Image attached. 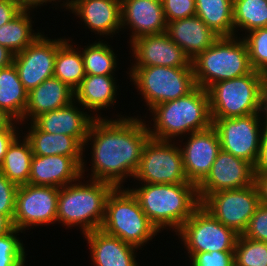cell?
Instances as JSON below:
<instances>
[{"label":"cell","mask_w":267,"mask_h":266,"mask_svg":"<svg viewBox=\"0 0 267 266\" xmlns=\"http://www.w3.org/2000/svg\"><path fill=\"white\" fill-rule=\"evenodd\" d=\"M149 138L150 133L141 114L131 116L129 112V116L122 118L94 119L83 145V153L90 149L91 162L88 163L91 165L87 164V156L83 154L82 176L108 182L114 187H124L128 178L129 181L133 179Z\"/></svg>","instance_id":"6da1fadb"},{"label":"cell","mask_w":267,"mask_h":266,"mask_svg":"<svg viewBox=\"0 0 267 266\" xmlns=\"http://www.w3.org/2000/svg\"><path fill=\"white\" fill-rule=\"evenodd\" d=\"M128 188L160 233H176L201 205L194 183L136 184Z\"/></svg>","instance_id":"7a4b0ae2"},{"label":"cell","mask_w":267,"mask_h":266,"mask_svg":"<svg viewBox=\"0 0 267 266\" xmlns=\"http://www.w3.org/2000/svg\"><path fill=\"white\" fill-rule=\"evenodd\" d=\"M148 113L150 118H143L148 123L150 137L163 141H177L195 131L207 129L213 123L209 94L199 86L188 95L154 106Z\"/></svg>","instance_id":"3957f363"},{"label":"cell","mask_w":267,"mask_h":266,"mask_svg":"<svg viewBox=\"0 0 267 266\" xmlns=\"http://www.w3.org/2000/svg\"><path fill=\"white\" fill-rule=\"evenodd\" d=\"M113 188L114 186L108 182L87 179L83 176L61 187L57 224L65 226L68 230L73 227L80 229L81 235L100 229L105 217L106 199Z\"/></svg>","instance_id":"277c9868"},{"label":"cell","mask_w":267,"mask_h":266,"mask_svg":"<svg viewBox=\"0 0 267 266\" xmlns=\"http://www.w3.org/2000/svg\"><path fill=\"white\" fill-rule=\"evenodd\" d=\"M100 229L140 250H144L143 247L160 233L141 209L136 196L126 186L114 187L107 196L105 217Z\"/></svg>","instance_id":"5b68a950"},{"label":"cell","mask_w":267,"mask_h":266,"mask_svg":"<svg viewBox=\"0 0 267 266\" xmlns=\"http://www.w3.org/2000/svg\"><path fill=\"white\" fill-rule=\"evenodd\" d=\"M207 92L211 118H235L253 113H267L264 74H249L211 85Z\"/></svg>","instance_id":"8992f818"},{"label":"cell","mask_w":267,"mask_h":266,"mask_svg":"<svg viewBox=\"0 0 267 266\" xmlns=\"http://www.w3.org/2000/svg\"><path fill=\"white\" fill-rule=\"evenodd\" d=\"M197 86L207 90L214 83L249 74L248 49L242 37H219L191 60Z\"/></svg>","instance_id":"52a82bcc"},{"label":"cell","mask_w":267,"mask_h":266,"mask_svg":"<svg viewBox=\"0 0 267 266\" xmlns=\"http://www.w3.org/2000/svg\"><path fill=\"white\" fill-rule=\"evenodd\" d=\"M125 72L148 108L142 118L154 106L188 95L197 87L192 68L139 66L128 67Z\"/></svg>","instance_id":"ba28073f"},{"label":"cell","mask_w":267,"mask_h":266,"mask_svg":"<svg viewBox=\"0 0 267 266\" xmlns=\"http://www.w3.org/2000/svg\"><path fill=\"white\" fill-rule=\"evenodd\" d=\"M132 181L130 183L136 184L192 183L186 177L183 155L177 141H163L150 137L143 147L140 163Z\"/></svg>","instance_id":"9c48e42d"},{"label":"cell","mask_w":267,"mask_h":266,"mask_svg":"<svg viewBox=\"0 0 267 266\" xmlns=\"http://www.w3.org/2000/svg\"><path fill=\"white\" fill-rule=\"evenodd\" d=\"M184 248L185 261L195 253L234 251L238 234L215 219L201 205L173 235Z\"/></svg>","instance_id":"30bf717a"},{"label":"cell","mask_w":267,"mask_h":266,"mask_svg":"<svg viewBox=\"0 0 267 266\" xmlns=\"http://www.w3.org/2000/svg\"><path fill=\"white\" fill-rule=\"evenodd\" d=\"M59 189L53 186L21 185L15 197L13 226L28 232L57 223Z\"/></svg>","instance_id":"8fae6325"},{"label":"cell","mask_w":267,"mask_h":266,"mask_svg":"<svg viewBox=\"0 0 267 266\" xmlns=\"http://www.w3.org/2000/svg\"><path fill=\"white\" fill-rule=\"evenodd\" d=\"M221 150L255 164L267 113H253L235 118H211Z\"/></svg>","instance_id":"7c38bea8"},{"label":"cell","mask_w":267,"mask_h":266,"mask_svg":"<svg viewBox=\"0 0 267 266\" xmlns=\"http://www.w3.org/2000/svg\"><path fill=\"white\" fill-rule=\"evenodd\" d=\"M259 205V193L255 183L249 187L211 193L201 202V206L215 219L238 235H242L246 230Z\"/></svg>","instance_id":"4fadbf2b"},{"label":"cell","mask_w":267,"mask_h":266,"mask_svg":"<svg viewBox=\"0 0 267 266\" xmlns=\"http://www.w3.org/2000/svg\"><path fill=\"white\" fill-rule=\"evenodd\" d=\"M66 39L65 36L50 38L44 32L24 50L14 55L13 63L19 79L28 92L53 77L57 50Z\"/></svg>","instance_id":"5bb4252c"},{"label":"cell","mask_w":267,"mask_h":266,"mask_svg":"<svg viewBox=\"0 0 267 266\" xmlns=\"http://www.w3.org/2000/svg\"><path fill=\"white\" fill-rule=\"evenodd\" d=\"M253 165L221 150L207 176L197 185L200 203L211 193L240 189L254 184Z\"/></svg>","instance_id":"9a60e30c"},{"label":"cell","mask_w":267,"mask_h":266,"mask_svg":"<svg viewBox=\"0 0 267 266\" xmlns=\"http://www.w3.org/2000/svg\"><path fill=\"white\" fill-rule=\"evenodd\" d=\"M177 143L182 151L186 177L197 186L207 176L221 151L219 135L212 125L177 140Z\"/></svg>","instance_id":"2e32d148"},{"label":"cell","mask_w":267,"mask_h":266,"mask_svg":"<svg viewBox=\"0 0 267 266\" xmlns=\"http://www.w3.org/2000/svg\"><path fill=\"white\" fill-rule=\"evenodd\" d=\"M129 67L167 66L192 68L191 59L175 44L167 32L144 35L133 40L130 44ZM132 58V60H131ZM133 61V62H131Z\"/></svg>","instance_id":"e0dca14e"},{"label":"cell","mask_w":267,"mask_h":266,"mask_svg":"<svg viewBox=\"0 0 267 266\" xmlns=\"http://www.w3.org/2000/svg\"><path fill=\"white\" fill-rule=\"evenodd\" d=\"M64 11L77 16L79 25L97 34L98 40H113L122 31L120 0H75Z\"/></svg>","instance_id":"ac0fdd59"},{"label":"cell","mask_w":267,"mask_h":266,"mask_svg":"<svg viewBox=\"0 0 267 266\" xmlns=\"http://www.w3.org/2000/svg\"><path fill=\"white\" fill-rule=\"evenodd\" d=\"M117 75H86L74 90V101L79 103L94 119L122 118L127 115L112 113L111 117L102 115L105 109H114L121 90ZM117 81V82H116ZM119 89V90H118ZM118 96V97H117ZM92 112V113H91ZM122 114V115H121Z\"/></svg>","instance_id":"d6986e66"},{"label":"cell","mask_w":267,"mask_h":266,"mask_svg":"<svg viewBox=\"0 0 267 266\" xmlns=\"http://www.w3.org/2000/svg\"><path fill=\"white\" fill-rule=\"evenodd\" d=\"M120 1L121 32L123 33L126 30L130 32L127 33V35H130L129 41L127 40L128 44L144 35L167 32V21L161 0Z\"/></svg>","instance_id":"ffe728a7"},{"label":"cell","mask_w":267,"mask_h":266,"mask_svg":"<svg viewBox=\"0 0 267 266\" xmlns=\"http://www.w3.org/2000/svg\"><path fill=\"white\" fill-rule=\"evenodd\" d=\"M83 156L33 155L28 184L61 188L81 176Z\"/></svg>","instance_id":"44dd1931"},{"label":"cell","mask_w":267,"mask_h":266,"mask_svg":"<svg viewBox=\"0 0 267 266\" xmlns=\"http://www.w3.org/2000/svg\"><path fill=\"white\" fill-rule=\"evenodd\" d=\"M82 237L88 245L91 266H140L141 260L136 259L140 249L118 237L101 229L87 232Z\"/></svg>","instance_id":"7402d4cb"},{"label":"cell","mask_w":267,"mask_h":266,"mask_svg":"<svg viewBox=\"0 0 267 266\" xmlns=\"http://www.w3.org/2000/svg\"><path fill=\"white\" fill-rule=\"evenodd\" d=\"M94 118L79 103L42 113L32 122L42 131L74 137L82 146Z\"/></svg>","instance_id":"603a6c76"},{"label":"cell","mask_w":267,"mask_h":266,"mask_svg":"<svg viewBox=\"0 0 267 266\" xmlns=\"http://www.w3.org/2000/svg\"><path fill=\"white\" fill-rule=\"evenodd\" d=\"M167 33L191 60L220 37L197 15L168 22Z\"/></svg>","instance_id":"cb8c5ba5"},{"label":"cell","mask_w":267,"mask_h":266,"mask_svg":"<svg viewBox=\"0 0 267 266\" xmlns=\"http://www.w3.org/2000/svg\"><path fill=\"white\" fill-rule=\"evenodd\" d=\"M74 101V90L55 77L46 79L28 92L24 117L20 123L32 122L42 113L68 106Z\"/></svg>","instance_id":"d4e9b609"},{"label":"cell","mask_w":267,"mask_h":266,"mask_svg":"<svg viewBox=\"0 0 267 266\" xmlns=\"http://www.w3.org/2000/svg\"><path fill=\"white\" fill-rule=\"evenodd\" d=\"M21 126L24 130L21 133L29 140L33 155L83 156L84 154L83 146L72 136L44 132L33 122L21 123Z\"/></svg>","instance_id":"484cf974"},{"label":"cell","mask_w":267,"mask_h":266,"mask_svg":"<svg viewBox=\"0 0 267 266\" xmlns=\"http://www.w3.org/2000/svg\"><path fill=\"white\" fill-rule=\"evenodd\" d=\"M27 101L28 91L21 83L14 63L0 68V108L20 122L24 117Z\"/></svg>","instance_id":"4316f807"},{"label":"cell","mask_w":267,"mask_h":266,"mask_svg":"<svg viewBox=\"0 0 267 266\" xmlns=\"http://www.w3.org/2000/svg\"><path fill=\"white\" fill-rule=\"evenodd\" d=\"M32 14H34V10H22L10 22L2 25L0 27V45L17 54L43 34L44 31L34 28L35 20L32 18L35 14Z\"/></svg>","instance_id":"83f0119b"},{"label":"cell","mask_w":267,"mask_h":266,"mask_svg":"<svg viewBox=\"0 0 267 266\" xmlns=\"http://www.w3.org/2000/svg\"><path fill=\"white\" fill-rule=\"evenodd\" d=\"M32 147L25 135L20 133L9 145L0 172L17 186L28 184Z\"/></svg>","instance_id":"f1b7e54d"},{"label":"cell","mask_w":267,"mask_h":266,"mask_svg":"<svg viewBox=\"0 0 267 266\" xmlns=\"http://www.w3.org/2000/svg\"><path fill=\"white\" fill-rule=\"evenodd\" d=\"M70 38L68 37L57 50L53 77L58 78L75 90L86 76V73L80 46Z\"/></svg>","instance_id":"f546056e"},{"label":"cell","mask_w":267,"mask_h":266,"mask_svg":"<svg viewBox=\"0 0 267 266\" xmlns=\"http://www.w3.org/2000/svg\"><path fill=\"white\" fill-rule=\"evenodd\" d=\"M196 15L220 37L234 36L233 0H195Z\"/></svg>","instance_id":"4dcf8cb0"},{"label":"cell","mask_w":267,"mask_h":266,"mask_svg":"<svg viewBox=\"0 0 267 266\" xmlns=\"http://www.w3.org/2000/svg\"><path fill=\"white\" fill-rule=\"evenodd\" d=\"M95 37L94 42L80 45L86 75H116L120 69L118 54L106 40L98 41Z\"/></svg>","instance_id":"1f68e13d"},{"label":"cell","mask_w":267,"mask_h":266,"mask_svg":"<svg viewBox=\"0 0 267 266\" xmlns=\"http://www.w3.org/2000/svg\"><path fill=\"white\" fill-rule=\"evenodd\" d=\"M233 25L237 37L267 27V0H233Z\"/></svg>","instance_id":"d6a6232c"},{"label":"cell","mask_w":267,"mask_h":266,"mask_svg":"<svg viewBox=\"0 0 267 266\" xmlns=\"http://www.w3.org/2000/svg\"><path fill=\"white\" fill-rule=\"evenodd\" d=\"M234 266H267V242L238 235L234 248Z\"/></svg>","instance_id":"836d02e7"},{"label":"cell","mask_w":267,"mask_h":266,"mask_svg":"<svg viewBox=\"0 0 267 266\" xmlns=\"http://www.w3.org/2000/svg\"><path fill=\"white\" fill-rule=\"evenodd\" d=\"M24 232L15 227L0 237V266H27V249L22 238Z\"/></svg>","instance_id":"e575fe53"},{"label":"cell","mask_w":267,"mask_h":266,"mask_svg":"<svg viewBox=\"0 0 267 266\" xmlns=\"http://www.w3.org/2000/svg\"><path fill=\"white\" fill-rule=\"evenodd\" d=\"M242 38L248 49L251 68L265 74L267 72V27L250 31Z\"/></svg>","instance_id":"d590c367"},{"label":"cell","mask_w":267,"mask_h":266,"mask_svg":"<svg viewBox=\"0 0 267 266\" xmlns=\"http://www.w3.org/2000/svg\"><path fill=\"white\" fill-rule=\"evenodd\" d=\"M186 266H234V251L195 253Z\"/></svg>","instance_id":"8d00e7d4"},{"label":"cell","mask_w":267,"mask_h":266,"mask_svg":"<svg viewBox=\"0 0 267 266\" xmlns=\"http://www.w3.org/2000/svg\"><path fill=\"white\" fill-rule=\"evenodd\" d=\"M161 1L167 23L196 15L195 0H161Z\"/></svg>","instance_id":"74e56055"},{"label":"cell","mask_w":267,"mask_h":266,"mask_svg":"<svg viewBox=\"0 0 267 266\" xmlns=\"http://www.w3.org/2000/svg\"><path fill=\"white\" fill-rule=\"evenodd\" d=\"M246 238L267 242V206L259 205L242 234Z\"/></svg>","instance_id":"f35d334b"},{"label":"cell","mask_w":267,"mask_h":266,"mask_svg":"<svg viewBox=\"0 0 267 266\" xmlns=\"http://www.w3.org/2000/svg\"><path fill=\"white\" fill-rule=\"evenodd\" d=\"M18 186L0 172V214L6 215L12 222L15 211V197Z\"/></svg>","instance_id":"ab89813d"},{"label":"cell","mask_w":267,"mask_h":266,"mask_svg":"<svg viewBox=\"0 0 267 266\" xmlns=\"http://www.w3.org/2000/svg\"><path fill=\"white\" fill-rule=\"evenodd\" d=\"M19 125V126H18ZM21 123L14 121L8 128L0 130V166L12 141L21 133Z\"/></svg>","instance_id":"60d3db41"},{"label":"cell","mask_w":267,"mask_h":266,"mask_svg":"<svg viewBox=\"0 0 267 266\" xmlns=\"http://www.w3.org/2000/svg\"><path fill=\"white\" fill-rule=\"evenodd\" d=\"M254 174H265L267 173V121L264 124L258 156L255 164L253 165Z\"/></svg>","instance_id":"b9f144b4"},{"label":"cell","mask_w":267,"mask_h":266,"mask_svg":"<svg viewBox=\"0 0 267 266\" xmlns=\"http://www.w3.org/2000/svg\"><path fill=\"white\" fill-rule=\"evenodd\" d=\"M22 10L13 0H0V27L10 22Z\"/></svg>","instance_id":"7bdbcfd3"},{"label":"cell","mask_w":267,"mask_h":266,"mask_svg":"<svg viewBox=\"0 0 267 266\" xmlns=\"http://www.w3.org/2000/svg\"><path fill=\"white\" fill-rule=\"evenodd\" d=\"M13 1L23 10L37 11L38 8L42 9L41 8L42 6L45 5V7H46L49 4H52L51 6H55V10L57 9V7H58V9L60 7L55 0H13Z\"/></svg>","instance_id":"ee69618b"},{"label":"cell","mask_w":267,"mask_h":266,"mask_svg":"<svg viewBox=\"0 0 267 266\" xmlns=\"http://www.w3.org/2000/svg\"><path fill=\"white\" fill-rule=\"evenodd\" d=\"M254 175V183L256 184L258 189L260 204L267 206V173Z\"/></svg>","instance_id":"f6af8a7d"},{"label":"cell","mask_w":267,"mask_h":266,"mask_svg":"<svg viewBox=\"0 0 267 266\" xmlns=\"http://www.w3.org/2000/svg\"><path fill=\"white\" fill-rule=\"evenodd\" d=\"M14 55L8 48L0 45V68L11 65Z\"/></svg>","instance_id":"bcb514c9"},{"label":"cell","mask_w":267,"mask_h":266,"mask_svg":"<svg viewBox=\"0 0 267 266\" xmlns=\"http://www.w3.org/2000/svg\"><path fill=\"white\" fill-rule=\"evenodd\" d=\"M14 228L13 222L4 214H0V237Z\"/></svg>","instance_id":"7dc6e473"},{"label":"cell","mask_w":267,"mask_h":266,"mask_svg":"<svg viewBox=\"0 0 267 266\" xmlns=\"http://www.w3.org/2000/svg\"><path fill=\"white\" fill-rule=\"evenodd\" d=\"M15 120L0 108V130L8 128Z\"/></svg>","instance_id":"c3c4849f"},{"label":"cell","mask_w":267,"mask_h":266,"mask_svg":"<svg viewBox=\"0 0 267 266\" xmlns=\"http://www.w3.org/2000/svg\"><path fill=\"white\" fill-rule=\"evenodd\" d=\"M265 104L267 108V72L264 74Z\"/></svg>","instance_id":"681fc988"},{"label":"cell","mask_w":267,"mask_h":266,"mask_svg":"<svg viewBox=\"0 0 267 266\" xmlns=\"http://www.w3.org/2000/svg\"><path fill=\"white\" fill-rule=\"evenodd\" d=\"M55 1L60 5V9H62V11H64L65 10V0H55Z\"/></svg>","instance_id":"f907efd6"},{"label":"cell","mask_w":267,"mask_h":266,"mask_svg":"<svg viewBox=\"0 0 267 266\" xmlns=\"http://www.w3.org/2000/svg\"><path fill=\"white\" fill-rule=\"evenodd\" d=\"M75 0H65V9Z\"/></svg>","instance_id":"816d5d0a"}]
</instances>
